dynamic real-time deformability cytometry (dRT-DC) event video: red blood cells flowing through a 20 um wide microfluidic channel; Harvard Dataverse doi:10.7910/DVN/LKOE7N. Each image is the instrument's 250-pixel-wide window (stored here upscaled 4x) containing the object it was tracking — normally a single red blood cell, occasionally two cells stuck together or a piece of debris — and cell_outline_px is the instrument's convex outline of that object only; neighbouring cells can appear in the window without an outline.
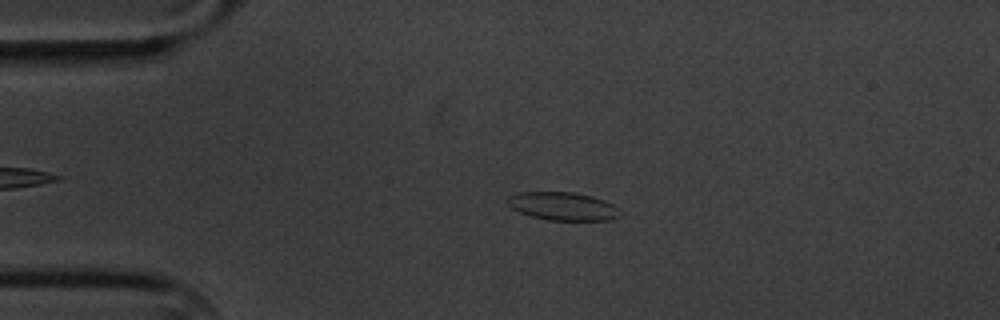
{"species": "common noctule bat (a hibernating species)", "species_latin": "Nyctalus noctula", "temperature_condition": "cold", "stored_images_in_passage": 4, "camera_frame_rate_fps": 3000, "um_per_image_px": 0.085, "animal": {"sex": "male", "body_mass_g": 20.1, "forearm_length_mm": 53.5}, "frame": {"image": 1, "passage_image": 3, "time_ms": 2.0, "image_size_px": [1000, 320], "cell_outline_px": [[624, 212], [620, 216], [608, 220], [548, 220], [532, 216], [520, 212], [512, 208], [504, 200], [508, 196], [520, 192], [572, 192], [592, 196], [604, 200], [620, 208]], "centroid_in_image_um": [47.87, 17.53], "position_along_channel_um": 37.1, "area_um2": 18.61}}